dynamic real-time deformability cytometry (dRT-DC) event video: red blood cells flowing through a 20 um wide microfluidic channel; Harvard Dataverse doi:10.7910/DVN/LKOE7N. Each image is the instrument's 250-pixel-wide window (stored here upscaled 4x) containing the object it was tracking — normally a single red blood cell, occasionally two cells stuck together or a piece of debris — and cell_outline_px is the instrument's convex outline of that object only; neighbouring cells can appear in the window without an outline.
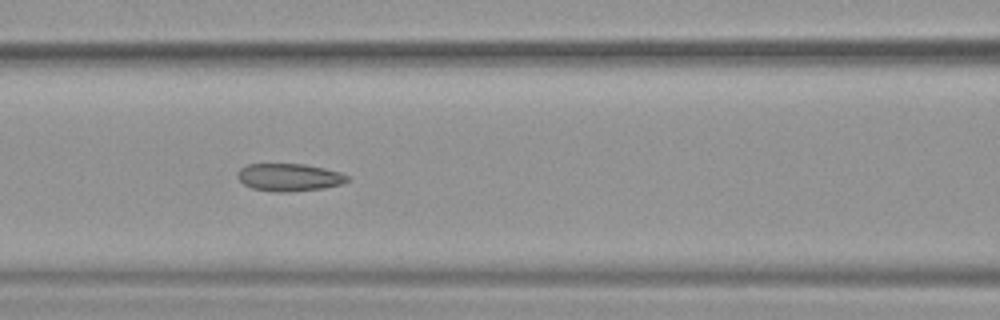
{"species": "common noctule bat (a hibernating species)", "species_latin": "Nyctalus noctula", "temperature_condition": "warm", "stored_images_in_passage": 54, "camera_frame_rate_fps": 3000, "um_per_image_px": 0.085, "animal": {"sex": "female", "body_mass_g": 19.9}, "frame": {"image": 1, "passage_image": 24, "time_ms": 7.667, "image_size_px": [1000, 320], "cell_outline_px": [[352, 180], [340, 184], [324, 188], [288, 192], [276, 192], [252, 188], [244, 184], [236, 176], [236, 172], [240, 168], [248, 164], [304, 164], [324, 168], [340, 172], [348, 176]], "centroid_in_image_um": [24.58, 15.07], "position_along_channel_um": 142.0, "area_um2": 17.74}, "authors_computed_cell_mechanics": {"area_um2": 19.3341, "velocity_mm_per_s": 3.7772, "shape_relaxation_time_tau1_ms": 9.6233, "shape_relaxation_time_tau2_ms": 2.2147, "deformation_change_tau1": 0.1897, "deformation_change_tau2": 0.089}}